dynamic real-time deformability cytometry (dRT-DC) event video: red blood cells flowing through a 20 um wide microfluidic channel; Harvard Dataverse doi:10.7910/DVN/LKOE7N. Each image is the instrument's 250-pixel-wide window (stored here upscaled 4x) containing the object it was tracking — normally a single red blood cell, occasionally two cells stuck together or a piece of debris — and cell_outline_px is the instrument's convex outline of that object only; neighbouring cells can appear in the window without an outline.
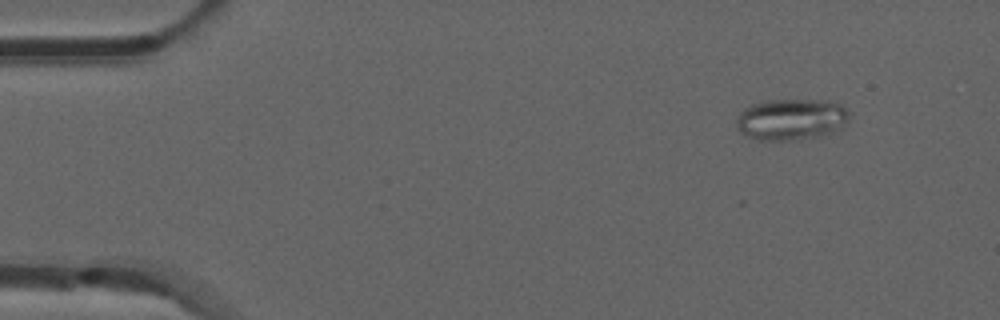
{"species": "common noctule bat (a hibernating species)", "species_latin": "Nyctalus noctula", "temperature_condition": "room temperature", "stored_images_in_passage": 48, "camera_frame_rate_fps": 3000, "um_per_image_px": 0.085, "animal": {"sex": "male", "forearm_length_mm": 52.5}, "frame": {"image": 1, "passage_image": 1, "time_ms": 0.0, "image_size_px": [1000, 320], "cell_outline_px": [[852, 112], [848, 120], [840, 128], [832, 132], [820, 136], [800, 140], [756, 140], [744, 136], [736, 128], [736, 116], [744, 108], [752, 104], [768, 100], [828, 100], [840, 104]], "centroid_in_image_um": [67.24, 10.15], "position_along_channel_um": 17.8, "area_um2": 27.74}}
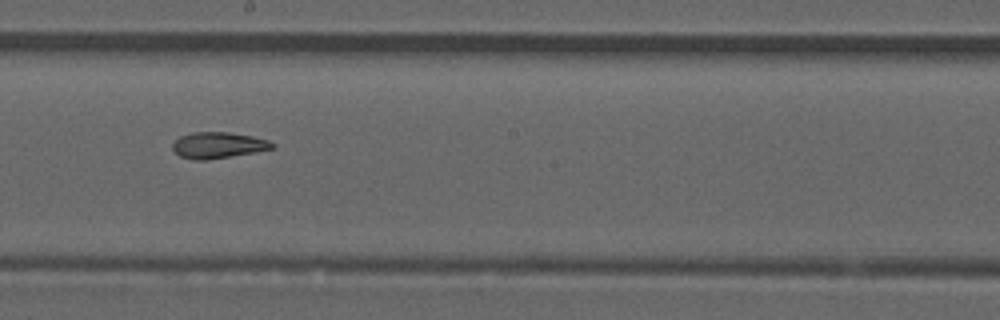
{"frame": {"image": 2, "passage_image": 25, "time_ms": 8.0, "image_size_px": [1000, 320], "cell_outline_px": [[276, 144], [272, 148], [256, 152], [204, 160], [196, 160], [180, 156], [172, 148], [172, 144], [180, 136], [192, 132], [228, 132], [252, 136], [268, 140]], "centroid_in_image_um": [18.54, 12.33], "position_along_channel_um": 229.7, "area_um2": 15.03}}
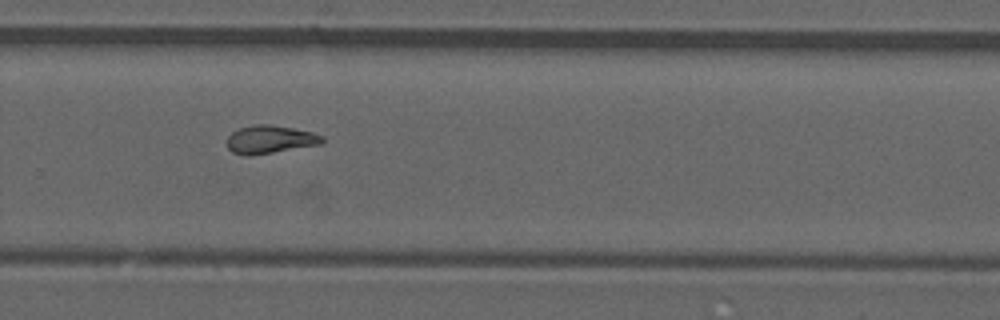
{"frame": {"image": 3, "passage_image": 31, "time_ms": 10.0, "image_size_px": [1000, 320], "cell_outline_px": [[324, 140], [320, 144], [248, 156], [232, 152], [224, 144], [228, 136], [232, 132], [240, 128], [256, 124], [268, 124], [292, 128], [312, 132], [324, 136]], "centroid_in_image_um": [22.9, 11.85], "position_along_channel_um": 306.9, "area_um2": 15.49}, "authors_computed_cell_mechanics": {"area_um2": 15.6349, "velocity_mm_per_s": 3.8707, "shape_relaxation_time_tau1_ms": null, "shape_relaxation_time_tau2_ms": 5.2153, "deformation_change_tau1": null, "deformation_change_tau2": 0.1179}}